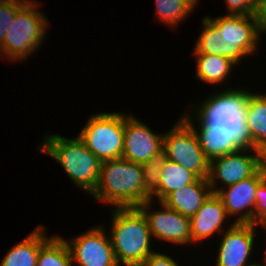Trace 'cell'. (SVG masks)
Wrapping results in <instances>:
<instances>
[{"instance_id": "15", "label": "cell", "mask_w": 266, "mask_h": 266, "mask_svg": "<svg viewBox=\"0 0 266 266\" xmlns=\"http://www.w3.org/2000/svg\"><path fill=\"white\" fill-rule=\"evenodd\" d=\"M227 217L230 216L227 215L222 200L216 193H211L190 218L192 243L207 239L216 231L224 232L223 223Z\"/></svg>"}, {"instance_id": "2", "label": "cell", "mask_w": 266, "mask_h": 266, "mask_svg": "<svg viewBox=\"0 0 266 266\" xmlns=\"http://www.w3.org/2000/svg\"><path fill=\"white\" fill-rule=\"evenodd\" d=\"M91 195L114 208H138L148 200L141 164L124 158L103 161L96 189Z\"/></svg>"}, {"instance_id": "16", "label": "cell", "mask_w": 266, "mask_h": 266, "mask_svg": "<svg viewBox=\"0 0 266 266\" xmlns=\"http://www.w3.org/2000/svg\"><path fill=\"white\" fill-rule=\"evenodd\" d=\"M211 193L208 179L198 178L194 183L171 192L162 202L168 208L191 218Z\"/></svg>"}, {"instance_id": "9", "label": "cell", "mask_w": 266, "mask_h": 266, "mask_svg": "<svg viewBox=\"0 0 266 266\" xmlns=\"http://www.w3.org/2000/svg\"><path fill=\"white\" fill-rule=\"evenodd\" d=\"M251 151L254 154L250 155ZM247 152L249 155H246ZM261 167L262 152L257 149H240L211 160L208 181L212 193L218 192L217 181L219 183L220 180L227 187L253 176Z\"/></svg>"}, {"instance_id": "31", "label": "cell", "mask_w": 266, "mask_h": 266, "mask_svg": "<svg viewBox=\"0 0 266 266\" xmlns=\"http://www.w3.org/2000/svg\"><path fill=\"white\" fill-rule=\"evenodd\" d=\"M252 266H266V262H265V265H260V264H254V265H252Z\"/></svg>"}, {"instance_id": "12", "label": "cell", "mask_w": 266, "mask_h": 266, "mask_svg": "<svg viewBox=\"0 0 266 266\" xmlns=\"http://www.w3.org/2000/svg\"><path fill=\"white\" fill-rule=\"evenodd\" d=\"M265 179L266 173L262 166L253 176L229 185L227 190L224 187L218 188L216 194L222 200L227 215L239 214L233 223L255 225L256 190Z\"/></svg>"}, {"instance_id": "21", "label": "cell", "mask_w": 266, "mask_h": 266, "mask_svg": "<svg viewBox=\"0 0 266 266\" xmlns=\"http://www.w3.org/2000/svg\"><path fill=\"white\" fill-rule=\"evenodd\" d=\"M72 257L66 240L59 236L49 237L41 246L36 266H72Z\"/></svg>"}, {"instance_id": "7", "label": "cell", "mask_w": 266, "mask_h": 266, "mask_svg": "<svg viewBox=\"0 0 266 266\" xmlns=\"http://www.w3.org/2000/svg\"><path fill=\"white\" fill-rule=\"evenodd\" d=\"M163 156L198 178L209 177L210 160L201 149L194 129L182 117L163 136Z\"/></svg>"}, {"instance_id": "3", "label": "cell", "mask_w": 266, "mask_h": 266, "mask_svg": "<svg viewBox=\"0 0 266 266\" xmlns=\"http://www.w3.org/2000/svg\"><path fill=\"white\" fill-rule=\"evenodd\" d=\"M110 235L118 265L142 266L153 253V238L146 216L139 208H115Z\"/></svg>"}, {"instance_id": "14", "label": "cell", "mask_w": 266, "mask_h": 266, "mask_svg": "<svg viewBox=\"0 0 266 266\" xmlns=\"http://www.w3.org/2000/svg\"><path fill=\"white\" fill-rule=\"evenodd\" d=\"M254 224L232 223L223 232L220 242L216 266H252L248 264V257L252 253L255 239Z\"/></svg>"}, {"instance_id": "28", "label": "cell", "mask_w": 266, "mask_h": 266, "mask_svg": "<svg viewBox=\"0 0 266 266\" xmlns=\"http://www.w3.org/2000/svg\"><path fill=\"white\" fill-rule=\"evenodd\" d=\"M253 18L263 34L266 33V0H255Z\"/></svg>"}, {"instance_id": "19", "label": "cell", "mask_w": 266, "mask_h": 266, "mask_svg": "<svg viewBox=\"0 0 266 266\" xmlns=\"http://www.w3.org/2000/svg\"><path fill=\"white\" fill-rule=\"evenodd\" d=\"M158 189L151 195L162 202L171 192L194 183L198 177L180 164L170 161L162 156L161 176Z\"/></svg>"}, {"instance_id": "30", "label": "cell", "mask_w": 266, "mask_h": 266, "mask_svg": "<svg viewBox=\"0 0 266 266\" xmlns=\"http://www.w3.org/2000/svg\"><path fill=\"white\" fill-rule=\"evenodd\" d=\"M262 166L264 167L266 173V150L262 153Z\"/></svg>"}, {"instance_id": "4", "label": "cell", "mask_w": 266, "mask_h": 266, "mask_svg": "<svg viewBox=\"0 0 266 266\" xmlns=\"http://www.w3.org/2000/svg\"><path fill=\"white\" fill-rule=\"evenodd\" d=\"M40 151L46 152L64 168L78 188L92 194L96 189L102 161L77 136L73 139L51 134L45 137Z\"/></svg>"}, {"instance_id": "17", "label": "cell", "mask_w": 266, "mask_h": 266, "mask_svg": "<svg viewBox=\"0 0 266 266\" xmlns=\"http://www.w3.org/2000/svg\"><path fill=\"white\" fill-rule=\"evenodd\" d=\"M45 228L41 225L25 239L10 249L2 259L0 266H36L41 246L49 239L46 238Z\"/></svg>"}, {"instance_id": "1", "label": "cell", "mask_w": 266, "mask_h": 266, "mask_svg": "<svg viewBox=\"0 0 266 266\" xmlns=\"http://www.w3.org/2000/svg\"><path fill=\"white\" fill-rule=\"evenodd\" d=\"M251 92L229 89L212 94L194 111L198 127L188 113L182 118L194 129L200 147L211 161L240 149L256 150L246 124L245 108Z\"/></svg>"}, {"instance_id": "24", "label": "cell", "mask_w": 266, "mask_h": 266, "mask_svg": "<svg viewBox=\"0 0 266 266\" xmlns=\"http://www.w3.org/2000/svg\"><path fill=\"white\" fill-rule=\"evenodd\" d=\"M162 167V157L141 164L145 197L150 200L151 195L158 189Z\"/></svg>"}, {"instance_id": "25", "label": "cell", "mask_w": 266, "mask_h": 266, "mask_svg": "<svg viewBox=\"0 0 266 266\" xmlns=\"http://www.w3.org/2000/svg\"><path fill=\"white\" fill-rule=\"evenodd\" d=\"M29 0H0V48L4 43V37L9 25L12 24L16 13Z\"/></svg>"}, {"instance_id": "11", "label": "cell", "mask_w": 266, "mask_h": 266, "mask_svg": "<svg viewBox=\"0 0 266 266\" xmlns=\"http://www.w3.org/2000/svg\"><path fill=\"white\" fill-rule=\"evenodd\" d=\"M103 227H93L87 232L66 241L72 263L78 266H118L110 235Z\"/></svg>"}, {"instance_id": "6", "label": "cell", "mask_w": 266, "mask_h": 266, "mask_svg": "<svg viewBox=\"0 0 266 266\" xmlns=\"http://www.w3.org/2000/svg\"><path fill=\"white\" fill-rule=\"evenodd\" d=\"M124 128V113H100L89 118L78 137L103 162L122 158Z\"/></svg>"}, {"instance_id": "5", "label": "cell", "mask_w": 266, "mask_h": 266, "mask_svg": "<svg viewBox=\"0 0 266 266\" xmlns=\"http://www.w3.org/2000/svg\"><path fill=\"white\" fill-rule=\"evenodd\" d=\"M38 5L36 0H29L16 13L0 48L1 56L13 62L23 61L39 48L49 23L45 14L37 11Z\"/></svg>"}, {"instance_id": "8", "label": "cell", "mask_w": 266, "mask_h": 266, "mask_svg": "<svg viewBox=\"0 0 266 266\" xmlns=\"http://www.w3.org/2000/svg\"><path fill=\"white\" fill-rule=\"evenodd\" d=\"M210 20L219 28L226 57L239 64L242 58L255 54L262 33L252 15L227 14Z\"/></svg>"}, {"instance_id": "20", "label": "cell", "mask_w": 266, "mask_h": 266, "mask_svg": "<svg viewBox=\"0 0 266 266\" xmlns=\"http://www.w3.org/2000/svg\"><path fill=\"white\" fill-rule=\"evenodd\" d=\"M197 60L196 77L209 84H217L224 82L227 76L232 72L231 69L235 65L232 59L223 55L213 54H194Z\"/></svg>"}, {"instance_id": "29", "label": "cell", "mask_w": 266, "mask_h": 266, "mask_svg": "<svg viewBox=\"0 0 266 266\" xmlns=\"http://www.w3.org/2000/svg\"><path fill=\"white\" fill-rule=\"evenodd\" d=\"M142 266H179L170 256L153 252Z\"/></svg>"}, {"instance_id": "10", "label": "cell", "mask_w": 266, "mask_h": 266, "mask_svg": "<svg viewBox=\"0 0 266 266\" xmlns=\"http://www.w3.org/2000/svg\"><path fill=\"white\" fill-rule=\"evenodd\" d=\"M163 136L156 135L148 125L125 114L122 158L143 164L163 156Z\"/></svg>"}, {"instance_id": "26", "label": "cell", "mask_w": 266, "mask_h": 266, "mask_svg": "<svg viewBox=\"0 0 266 266\" xmlns=\"http://www.w3.org/2000/svg\"><path fill=\"white\" fill-rule=\"evenodd\" d=\"M266 228V179L256 190L255 226Z\"/></svg>"}, {"instance_id": "23", "label": "cell", "mask_w": 266, "mask_h": 266, "mask_svg": "<svg viewBox=\"0 0 266 266\" xmlns=\"http://www.w3.org/2000/svg\"><path fill=\"white\" fill-rule=\"evenodd\" d=\"M204 30L200 34L193 54H213L226 56V45L221 40L219 28L210 20L202 19Z\"/></svg>"}, {"instance_id": "27", "label": "cell", "mask_w": 266, "mask_h": 266, "mask_svg": "<svg viewBox=\"0 0 266 266\" xmlns=\"http://www.w3.org/2000/svg\"><path fill=\"white\" fill-rule=\"evenodd\" d=\"M228 14L253 15L255 0H225Z\"/></svg>"}, {"instance_id": "22", "label": "cell", "mask_w": 266, "mask_h": 266, "mask_svg": "<svg viewBox=\"0 0 266 266\" xmlns=\"http://www.w3.org/2000/svg\"><path fill=\"white\" fill-rule=\"evenodd\" d=\"M196 4L195 0H156L157 20L176 27L193 11Z\"/></svg>"}, {"instance_id": "32", "label": "cell", "mask_w": 266, "mask_h": 266, "mask_svg": "<svg viewBox=\"0 0 266 266\" xmlns=\"http://www.w3.org/2000/svg\"><path fill=\"white\" fill-rule=\"evenodd\" d=\"M264 254H265V256H264V261L266 262V250H265V253H264Z\"/></svg>"}, {"instance_id": "13", "label": "cell", "mask_w": 266, "mask_h": 266, "mask_svg": "<svg viewBox=\"0 0 266 266\" xmlns=\"http://www.w3.org/2000/svg\"><path fill=\"white\" fill-rule=\"evenodd\" d=\"M152 201L147 200L138 208L146 216L152 237L179 245L191 244L190 218L159 202L162 210L149 211Z\"/></svg>"}, {"instance_id": "18", "label": "cell", "mask_w": 266, "mask_h": 266, "mask_svg": "<svg viewBox=\"0 0 266 266\" xmlns=\"http://www.w3.org/2000/svg\"><path fill=\"white\" fill-rule=\"evenodd\" d=\"M245 115L254 147L263 153L266 150V93L249 94Z\"/></svg>"}]
</instances>
